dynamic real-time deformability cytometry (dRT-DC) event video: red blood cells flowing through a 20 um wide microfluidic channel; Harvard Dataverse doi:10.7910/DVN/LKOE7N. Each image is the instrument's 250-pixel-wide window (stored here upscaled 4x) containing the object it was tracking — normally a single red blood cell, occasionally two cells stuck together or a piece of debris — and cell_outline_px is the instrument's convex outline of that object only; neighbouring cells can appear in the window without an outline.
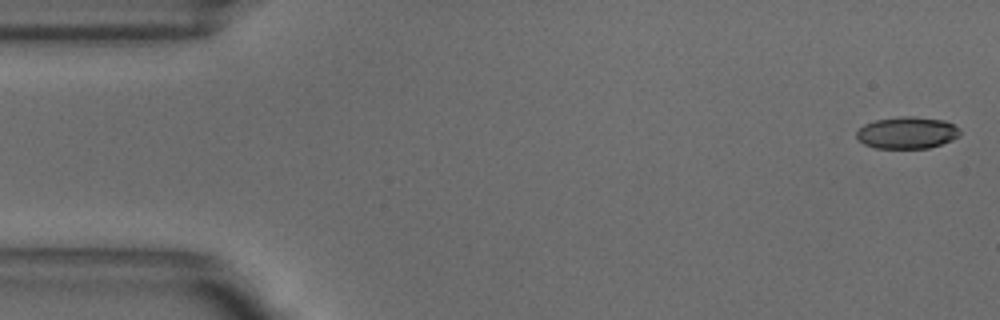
{"species": "common noctule bat (a hibernating species)", "species_latin": "Nyctalus noctula", "temperature_condition": "warm", "stored_images_in_passage": 14, "camera_frame_rate_fps": 3000, "um_per_image_px": 0.085, "animal": {"sex": "male", "body_mass_g": 18.8}, "frame": {"image": 1, "passage_image": 1, "time_ms": 0.0, "image_size_px": [1000, 320], "cell_outline_px": [[960, 136], [952, 140], [928, 148], [876, 148], [864, 144], [856, 136], [856, 132], [864, 124], [876, 120], [900, 116], [912, 116], [944, 120], [952, 124], [960, 132]], "centroid_in_image_um": [77.09, 11.28], "position_along_channel_um": 7.9, "area_um2": 19.07}}
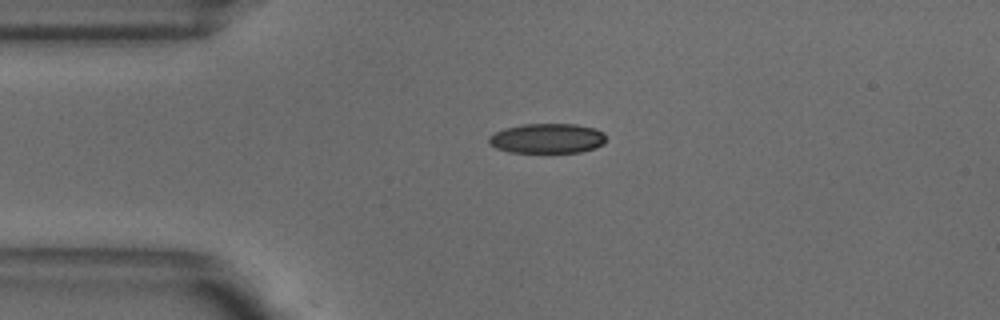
{"frame": {"image": 2, "passage_image": 11, "time_ms": 3.333, "image_size_px": [1000, 320], "cell_outline_px": [[604, 144], [596, 148], [580, 152], [508, 152], [496, 148], [488, 144], [488, 136], [504, 128], [524, 124], [576, 124], [596, 128], [604, 132]], "centroid_in_image_um": [46.51, 11.76], "position_along_channel_um": 38.5, "area_um2": 20.52}}